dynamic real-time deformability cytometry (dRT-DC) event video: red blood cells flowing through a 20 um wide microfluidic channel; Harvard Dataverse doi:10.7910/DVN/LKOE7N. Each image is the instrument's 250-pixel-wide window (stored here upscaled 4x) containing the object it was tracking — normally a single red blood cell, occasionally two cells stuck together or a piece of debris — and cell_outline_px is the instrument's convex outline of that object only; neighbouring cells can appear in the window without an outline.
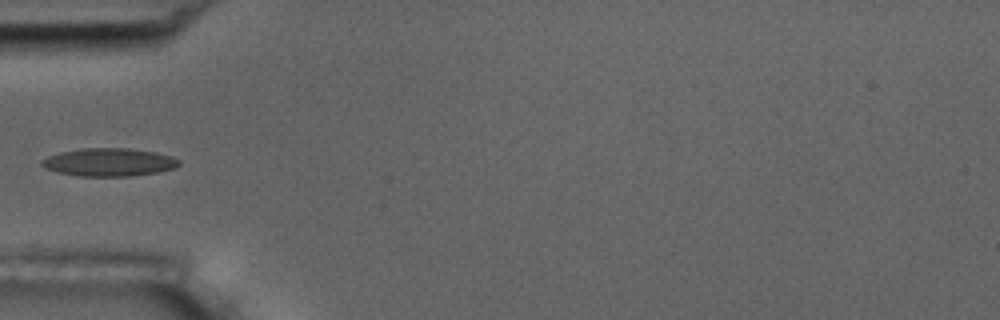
{"species": "common noctule bat (a hibernating species)", "species_latin": "Nyctalus noctula", "temperature_condition": "room temperature", "stored_images_in_passage": 6, "camera_frame_rate_fps": 3000, "um_per_image_px": 0.085, "animal": {"sex": "male", "body_mass_g": 17.5, "forearm_length_mm": 52.3}, "frame": {"image": 1, "passage_image": 6, "time_ms": 6.0, "image_size_px": [1000, 320], "cell_outline_px": [[180, 164], [176, 168], [160, 172], [128, 176], [80, 176], [56, 172], [44, 168], [40, 164], [40, 160], [48, 156], [60, 152], [84, 148], [128, 148], [156, 152], [172, 156], [180, 160]], "centroid_in_image_um": [9.27, 13.79], "position_along_channel_um": 75.7, "area_um2": 22.6}}